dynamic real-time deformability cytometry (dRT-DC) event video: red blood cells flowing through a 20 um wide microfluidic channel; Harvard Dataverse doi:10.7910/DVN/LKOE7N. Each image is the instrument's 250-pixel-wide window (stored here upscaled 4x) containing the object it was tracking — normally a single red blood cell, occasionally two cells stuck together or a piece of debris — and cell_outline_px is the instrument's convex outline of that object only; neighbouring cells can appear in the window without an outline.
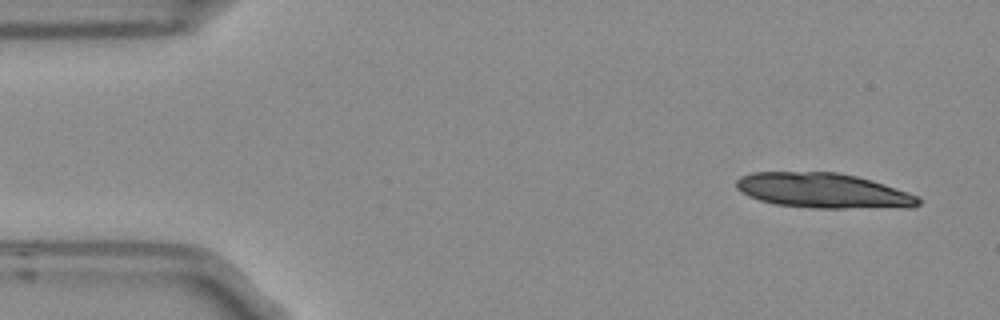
{"species": "Egyptian fruit bat (a non-hibernating species)", "species_latin": "Rousettus aegyptiacus", "temperature_condition": "room temperature", "stored_images_in_passage": 4, "camera_frame_rate_fps": 3000, "um_per_image_px": 0.085, "frame": {"image": 1, "passage_image": 1, "time_ms": 0.0, "image_size_px": [1000, 320], "cell_outline_px": [[924, 200], [920, 204], [912, 208], [808, 208], [776, 204], [760, 200], [748, 196], [740, 192], [736, 188], [736, 180], [740, 176], [752, 172], [836, 172], [856, 176], [872, 180], [920, 196]], "centroid_in_image_um": [70.02, 16.22], "position_along_channel_um": 15.0, "area_um2": 37.63}}